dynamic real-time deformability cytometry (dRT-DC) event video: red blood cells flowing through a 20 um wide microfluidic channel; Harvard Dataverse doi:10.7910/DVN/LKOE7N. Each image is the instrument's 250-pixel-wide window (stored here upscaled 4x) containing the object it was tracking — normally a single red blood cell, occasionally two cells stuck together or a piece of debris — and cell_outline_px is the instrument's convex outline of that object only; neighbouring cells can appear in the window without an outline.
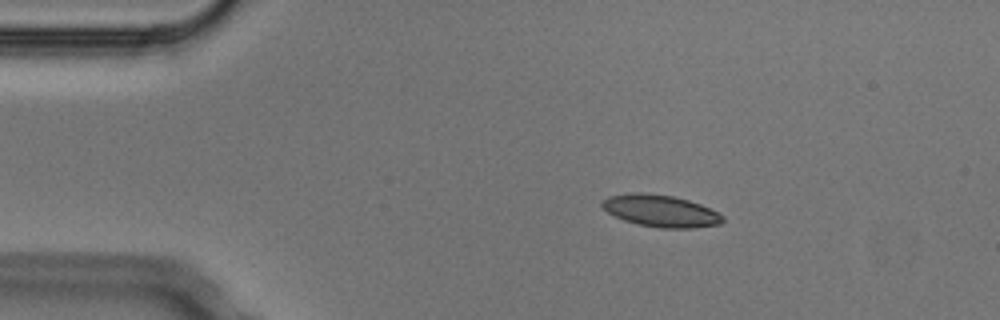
{"species": "Egyptian fruit bat (a non-hibernating species)", "species_latin": "Rousettus aegyptiacus", "temperature_condition": "cold", "stored_images_in_passage": 5, "camera_frame_rate_fps": 3000, "um_per_image_px": 0.085, "animal": {"sex": "male"}, "frame": {"image": 1, "passage_image": 1, "time_ms": 0.0, "image_size_px": [1000, 320], "cell_outline_px": [[724, 220], [720, 224], [692, 228], [660, 228], [636, 224], [624, 220], [608, 212], [600, 204], [608, 196], [632, 192], [644, 192], [672, 196], [688, 200], [700, 204], [724, 216]], "centroid_in_image_um": [56.14, 17.92], "position_along_channel_um": 28.9, "area_um2": 22.37}}
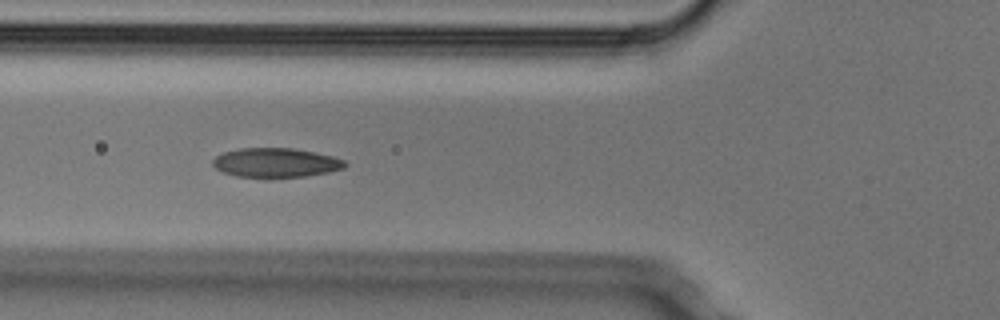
{"frame": {"image": 2, "passage_image": 4, "time_ms": 1.0, "image_size_px": [1000, 320], "cell_outline_px": [[348, 164], [344, 168], [328, 172], [304, 176], [236, 176], [224, 172], [216, 168], [212, 164], [212, 160], [216, 156], [224, 152], [240, 148], [292, 148], [332, 156], [344, 160]], "centroid_in_image_um": [23.44, 13.81], "position_along_channel_um": 102.4, "area_um2": 22.08}}
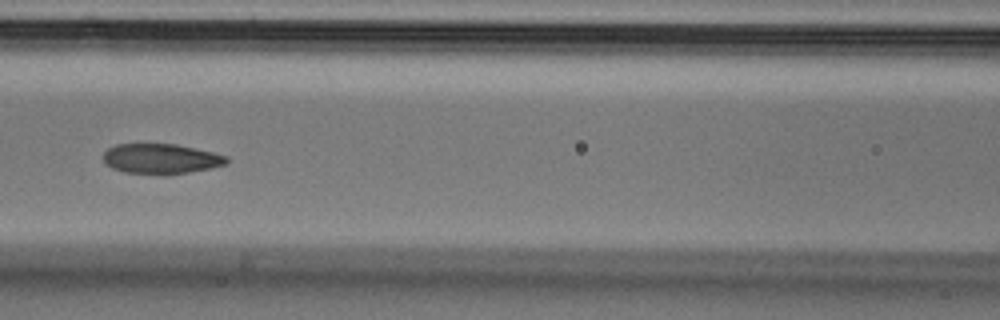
{"frame": {"image": 3, "passage_image": 5, "time_ms": 1.333, "image_size_px": [1000, 320], "cell_outline_px": [[228, 164], [212, 168], [168, 176], [164, 176], [124, 172], [112, 168], [104, 164], [104, 152], [108, 148], [116, 144], [176, 144], [212, 152], [228, 156]], "centroid_in_image_um": [13.69, 13.52], "position_along_channel_um": 152.9, "area_um2": 22.08}}